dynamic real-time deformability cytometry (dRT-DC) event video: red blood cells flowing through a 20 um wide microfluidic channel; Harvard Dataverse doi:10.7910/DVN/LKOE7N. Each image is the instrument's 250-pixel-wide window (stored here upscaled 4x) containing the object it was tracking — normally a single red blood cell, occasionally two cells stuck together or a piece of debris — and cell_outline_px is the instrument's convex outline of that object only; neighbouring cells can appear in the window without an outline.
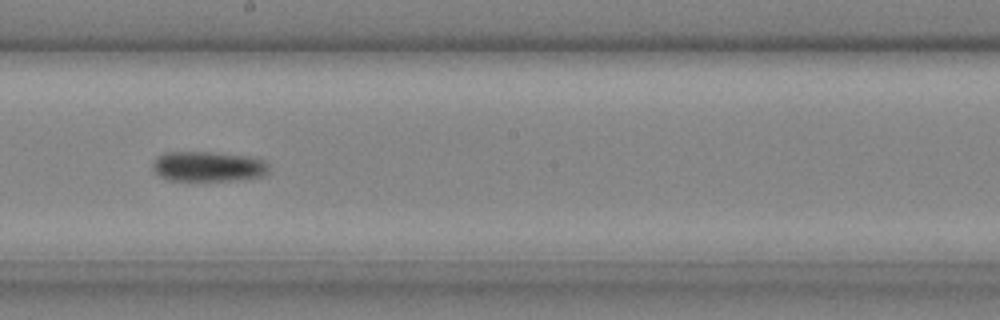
{"species": "common noctule bat (a hibernating species)", "species_latin": "Nyctalus noctula", "temperature_condition": "cold", "stored_images_in_passage": 34, "camera_frame_rate_fps": 3000, "um_per_image_px": 0.085, "animal": {"sex": "male", "body_mass_g": 20.4}, "frame": {"image": 1, "passage_image": 20, "time_ms": 6.333, "image_size_px": [1000, 320], "cell_outline_px": [[268, 172], [260, 176], [228, 180], [164, 180], [152, 168], [152, 164], [156, 156], [164, 152], [216, 152], [260, 156], [268, 164]], "centroid_in_image_um": [17.69, 14.12], "position_along_channel_um": 230.5, "area_um2": 20.69}}